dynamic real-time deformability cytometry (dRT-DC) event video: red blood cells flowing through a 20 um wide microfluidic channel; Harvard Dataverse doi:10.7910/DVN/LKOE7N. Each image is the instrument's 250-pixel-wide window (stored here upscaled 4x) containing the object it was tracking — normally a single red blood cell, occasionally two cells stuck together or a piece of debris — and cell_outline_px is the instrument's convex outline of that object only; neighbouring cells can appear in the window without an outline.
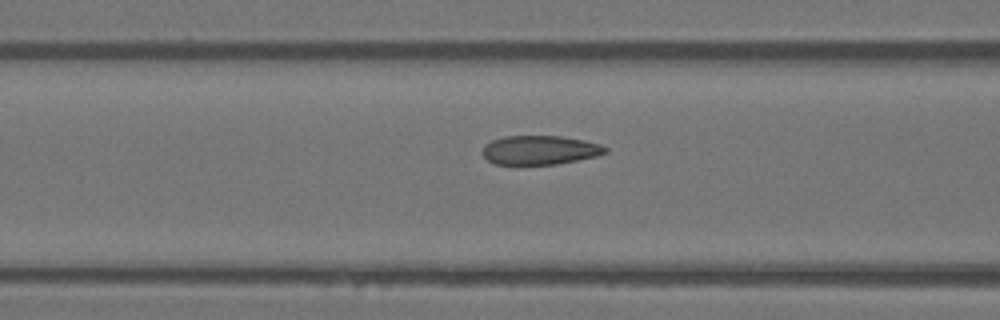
{"species": "Egyptian fruit bat (a non-hibernating species)", "species_latin": "Rousettus aegyptiacus", "temperature_condition": "warm", "stored_images_in_passage": 16, "camera_frame_rate_fps": 3000, "um_per_image_px": 0.085, "animal": {"sex": "female"}, "frame": {"image": 1, "passage_image": 14, "time_ms": 4.333, "image_size_px": [1000, 320], "cell_outline_px": [[608, 152], [596, 156], [556, 164], [496, 164], [488, 160], [484, 156], [484, 144], [492, 140], [504, 136], [560, 136], [584, 140], [600, 144], [608, 148]], "centroid_in_image_um": [45.91, 12.75], "position_along_channel_um": 120.7, "area_um2": 20.63}}